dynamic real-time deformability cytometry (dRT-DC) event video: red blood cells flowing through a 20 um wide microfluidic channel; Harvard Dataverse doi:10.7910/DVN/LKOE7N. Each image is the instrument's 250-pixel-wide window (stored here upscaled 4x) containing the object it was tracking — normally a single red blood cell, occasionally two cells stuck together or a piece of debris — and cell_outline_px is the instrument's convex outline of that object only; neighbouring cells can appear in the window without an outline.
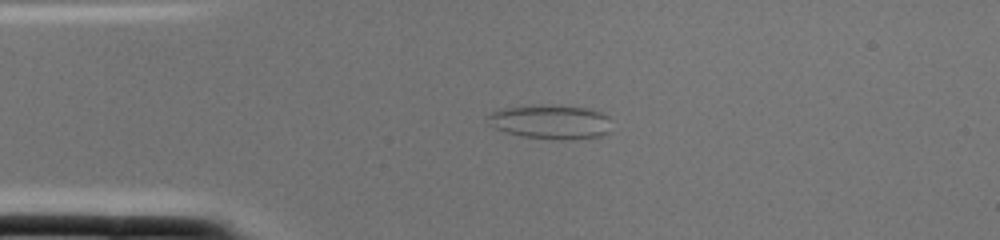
{"species": "common noctule bat (a hibernating species)", "species_latin": "Nyctalus noctula", "temperature_condition": "cold", "stored_images_in_passage": 1, "camera_frame_rate_fps": 3000, "um_per_image_px": 0.085, "animal": {"sex": "female", "body_mass_g": 22.0, "forearm_length_mm": 56.7}, "frame": {"image": 1, "passage_image": 1, "time_ms": 0.0, "image_size_px": [1000, 240], "cell_outline_px": [[608, 132], [600, 136], [564, 140], [560, 140], [520, 136], [504, 132], [496, 128], [484, 116], [492, 112], [504, 108], [592, 108], [608, 116]], "centroid_in_image_um": [46.8, 10.42], "position_along_channel_um": 38.2, "area_um2": 23.41}}